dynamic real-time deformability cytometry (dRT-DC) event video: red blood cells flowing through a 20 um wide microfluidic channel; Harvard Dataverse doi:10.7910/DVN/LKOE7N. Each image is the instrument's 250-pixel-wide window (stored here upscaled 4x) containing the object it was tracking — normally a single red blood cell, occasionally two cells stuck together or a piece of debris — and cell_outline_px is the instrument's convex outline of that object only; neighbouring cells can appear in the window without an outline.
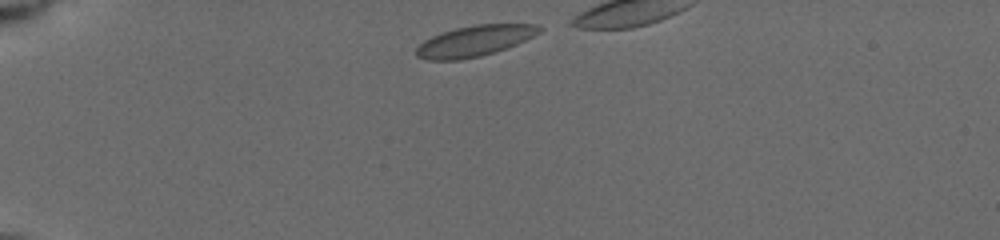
{"species": "common noctule bat (a hibernating species)", "species_latin": "Nyctalus noctula", "temperature_condition": "cold", "stored_images_in_passage": 9, "camera_frame_rate_fps": 3000, "um_per_image_px": 0.085, "animal": {"sex": "female", "body_mass_g": 19.5, "forearm_length_mm": 54.1}, "frame": {"image": 1, "passage_image": 1, "time_ms": 0.0, "image_size_px": [1000, 240], "cell_outline_px": [[544, 28], [540, 32], [516, 44], [480, 56], [460, 60], [428, 60], [416, 56], [416, 48], [424, 40], [432, 36], [456, 28], [472, 24], [540, 24]], "centroid_in_image_um": [40.34, 3.47], "position_along_channel_um": 44.7, "area_um2": 21.91}}
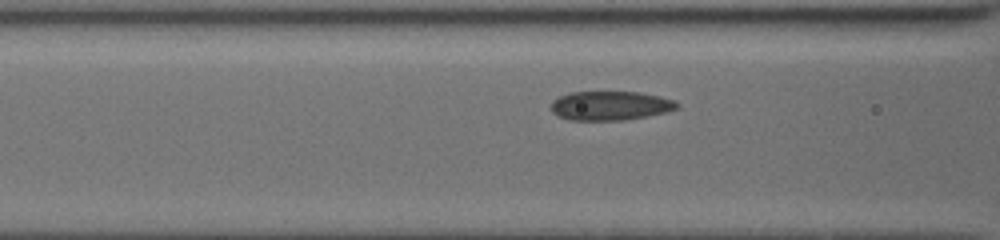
{"frame": {"image": 2, "passage_image": 6, "time_ms": 3.0, "image_size_px": [1000, 240], "cell_outline_px": [[680, 104], [676, 108], [664, 112], [624, 120], [568, 120], [556, 116], [552, 112], [552, 100], [568, 92], [640, 92], [660, 96], [676, 100]], "centroid_in_image_um": [51.84, 8.98], "position_along_channel_um": 114.8, "area_um2": 21.39}}